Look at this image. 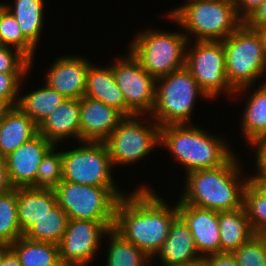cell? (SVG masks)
I'll return each instance as SVG.
<instances>
[{
  "label": "cell",
  "instance_id": "9c48e42d",
  "mask_svg": "<svg viewBox=\"0 0 266 266\" xmlns=\"http://www.w3.org/2000/svg\"><path fill=\"white\" fill-rule=\"evenodd\" d=\"M141 118L142 115L125 117L104 141L113 167L137 163L160 145L158 123L150 116Z\"/></svg>",
  "mask_w": 266,
  "mask_h": 266
},
{
  "label": "cell",
  "instance_id": "7a4b0ae2",
  "mask_svg": "<svg viewBox=\"0 0 266 266\" xmlns=\"http://www.w3.org/2000/svg\"><path fill=\"white\" fill-rule=\"evenodd\" d=\"M234 154L222 165L186 174L179 200L187 205L217 212L243 207L244 190L250 175L243 176L242 165Z\"/></svg>",
  "mask_w": 266,
  "mask_h": 266
},
{
  "label": "cell",
  "instance_id": "e0dca14e",
  "mask_svg": "<svg viewBox=\"0 0 266 266\" xmlns=\"http://www.w3.org/2000/svg\"><path fill=\"white\" fill-rule=\"evenodd\" d=\"M124 118L104 102L83 96L80 99V143L104 142Z\"/></svg>",
  "mask_w": 266,
  "mask_h": 266
},
{
  "label": "cell",
  "instance_id": "f546056e",
  "mask_svg": "<svg viewBox=\"0 0 266 266\" xmlns=\"http://www.w3.org/2000/svg\"><path fill=\"white\" fill-rule=\"evenodd\" d=\"M243 206L254 234L266 236V184L249 181L244 190Z\"/></svg>",
  "mask_w": 266,
  "mask_h": 266
},
{
  "label": "cell",
  "instance_id": "8992f818",
  "mask_svg": "<svg viewBox=\"0 0 266 266\" xmlns=\"http://www.w3.org/2000/svg\"><path fill=\"white\" fill-rule=\"evenodd\" d=\"M198 96L210 100L184 67L157 79L155 104L149 116L160 127L193 124L191 114Z\"/></svg>",
  "mask_w": 266,
  "mask_h": 266
},
{
  "label": "cell",
  "instance_id": "bcb514c9",
  "mask_svg": "<svg viewBox=\"0 0 266 266\" xmlns=\"http://www.w3.org/2000/svg\"><path fill=\"white\" fill-rule=\"evenodd\" d=\"M2 14H3V3L0 4V22L2 19Z\"/></svg>",
  "mask_w": 266,
  "mask_h": 266
},
{
  "label": "cell",
  "instance_id": "484cf974",
  "mask_svg": "<svg viewBox=\"0 0 266 266\" xmlns=\"http://www.w3.org/2000/svg\"><path fill=\"white\" fill-rule=\"evenodd\" d=\"M44 87L21 94L17 106L39 126L66 99L46 83Z\"/></svg>",
  "mask_w": 266,
  "mask_h": 266
},
{
  "label": "cell",
  "instance_id": "836d02e7",
  "mask_svg": "<svg viewBox=\"0 0 266 266\" xmlns=\"http://www.w3.org/2000/svg\"><path fill=\"white\" fill-rule=\"evenodd\" d=\"M232 254L238 266H266V236L254 235Z\"/></svg>",
  "mask_w": 266,
  "mask_h": 266
},
{
  "label": "cell",
  "instance_id": "1f68e13d",
  "mask_svg": "<svg viewBox=\"0 0 266 266\" xmlns=\"http://www.w3.org/2000/svg\"><path fill=\"white\" fill-rule=\"evenodd\" d=\"M0 45L20 50L32 62L36 47L23 35L14 15L3 4V14L0 22Z\"/></svg>",
  "mask_w": 266,
  "mask_h": 266
},
{
  "label": "cell",
  "instance_id": "b9f144b4",
  "mask_svg": "<svg viewBox=\"0 0 266 266\" xmlns=\"http://www.w3.org/2000/svg\"><path fill=\"white\" fill-rule=\"evenodd\" d=\"M2 266H22L15 252L9 247H2Z\"/></svg>",
  "mask_w": 266,
  "mask_h": 266
},
{
  "label": "cell",
  "instance_id": "603a6c76",
  "mask_svg": "<svg viewBox=\"0 0 266 266\" xmlns=\"http://www.w3.org/2000/svg\"><path fill=\"white\" fill-rule=\"evenodd\" d=\"M220 253H233L255 234L244 206L233 211L218 212Z\"/></svg>",
  "mask_w": 266,
  "mask_h": 266
},
{
  "label": "cell",
  "instance_id": "3957f363",
  "mask_svg": "<svg viewBox=\"0 0 266 266\" xmlns=\"http://www.w3.org/2000/svg\"><path fill=\"white\" fill-rule=\"evenodd\" d=\"M225 138L212 135L194 124L160 127V145L183 165L186 174L222 166L234 153Z\"/></svg>",
  "mask_w": 266,
  "mask_h": 266
},
{
  "label": "cell",
  "instance_id": "d6a6232c",
  "mask_svg": "<svg viewBox=\"0 0 266 266\" xmlns=\"http://www.w3.org/2000/svg\"><path fill=\"white\" fill-rule=\"evenodd\" d=\"M53 146L43 157L33 189L54 190L63 180L62 151ZM56 150V151H55Z\"/></svg>",
  "mask_w": 266,
  "mask_h": 266
},
{
  "label": "cell",
  "instance_id": "4dcf8cb0",
  "mask_svg": "<svg viewBox=\"0 0 266 266\" xmlns=\"http://www.w3.org/2000/svg\"><path fill=\"white\" fill-rule=\"evenodd\" d=\"M17 213V188L0 196V247L10 246L22 237Z\"/></svg>",
  "mask_w": 266,
  "mask_h": 266
},
{
  "label": "cell",
  "instance_id": "ee69618b",
  "mask_svg": "<svg viewBox=\"0 0 266 266\" xmlns=\"http://www.w3.org/2000/svg\"><path fill=\"white\" fill-rule=\"evenodd\" d=\"M152 263H153L152 258H150L148 266H153ZM159 264L161 266H201V263L166 264V263L159 262Z\"/></svg>",
  "mask_w": 266,
  "mask_h": 266
},
{
  "label": "cell",
  "instance_id": "8d00e7d4",
  "mask_svg": "<svg viewBox=\"0 0 266 266\" xmlns=\"http://www.w3.org/2000/svg\"><path fill=\"white\" fill-rule=\"evenodd\" d=\"M252 148H256L255 163L256 170L254 176L250 175V181L253 183H265L266 184V138L256 141L250 145Z\"/></svg>",
  "mask_w": 266,
  "mask_h": 266
},
{
  "label": "cell",
  "instance_id": "7c38bea8",
  "mask_svg": "<svg viewBox=\"0 0 266 266\" xmlns=\"http://www.w3.org/2000/svg\"><path fill=\"white\" fill-rule=\"evenodd\" d=\"M128 51V56H118L111 64L117 85L126 107L134 115H150L155 104L157 79L149 75L139 60Z\"/></svg>",
  "mask_w": 266,
  "mask_h": 266
},
{
  "label": "cell",
  "instance_id": "6da1fadb",
  "mask_svg": "<svg viewBox=\"0 0 266 266\" xmlns=\"http://www.w3.org/2000/svg\"><path fill=\"white\" fill-rule=\"evenodd\" d=\"M149 187L143 184L119 199L113 229L153 259L178 216V207L177 203L170 207Z\"/></svg>",
  "mask_w": 266,
  "mask_h": 266
},
{
  "label": "cell",
  "instance_id": "d590c367",
  "mask_svg": "<svg viewBox=\"0 0 266 266\" xmlns=\"http://www.w3.org/2000/svg\"><path fill=\"white\" fill-rule=\"evenodd\" d=\"M29 73H0V102L5 107L17 106L21 84Z\"/></svg>",
  "mask_w": 266,
  "mask_h": 266
},
{
  "label": "cell",
  "instance_id": "7bdbcfd3",
  "mask_svg": "<svg viewBox=\"0 0 266 266\" xmlns=\"http://www.w3.org/2000/svg\"><path fill=\"white\" fill-rule=\"evenodd\" d=\"M250 29L254 30L258 34L261 40L262 47L266 54V26L261 27V28H250Z\"/></svg>",
  "mask_w": 266,
  "mask_h": 266
},
{
  "label": "cell",
  "instance_id": "60d3db41",
  "mask_svg": "<svg viewBox=\"0 0 266 266\" xmlns=\"http://www.w3.org/2000/svg\"><path fill=\"white\" fill-rule=\"evenodd\" d=\"M13 189L14 187L9 179L5 158L0 157V196Z\"/></svg>",
  "mask_w": 266,
  "mask_h": 266
},
{
  "label": "cell",
  "instance_id": "f6af8a7d",
  "mask_svg": "<svg viewBox=\"0 0 266 266\" xmlns=\"http://www.w3.org/2000/svg\"><path fill=\"white\" fill-rule=\"evenodd\" d=\"M51 266H79V265L72 263V262H68V261L60 258L58 261H56Z\"/></svg>",
  "mask_w": 266,
  "mask_h": 266
},
{
  "label": "cell",
  "instance_id": "ac0fdd59",
  "mask_svg": "<svg viewBox=\"0 0 266 266\" xmlns=\"http://www.w3.org/2000/svg\"><path fill=\"white\" fill-rule=\"evenodd\" d=\"M38 133L55 146L72 137L80 143V99L66 98L38 126Z\"/></svg>",
  "mask_w": 266,
  "mask_h": 266
},
{
  "label": "cell",
  "instance_id": "2e32d148",
  "mask_svg": "<svg viewBox=\"0 0 266 266\" xmlns=\"http://www.w3.org/2000/svg\"><path fill=\"white\" fill-rule=\"evenodd\" d=\"M178 215L191 231L201 258L220 253L218 212L177 201Z\"/></svg>",
  "mask_w": 266,
  "mask_h": 266
},
{
  "label": "cell",
  "instance_id": "cb8c5ba5",
  "mask_svg": "<svg viewBox=\"0 0 266 266\" xmlns=\"http://www.w3.org/2000/svg\"><path fill=\"white\" fill-rule=\"evenodd\" d=\"M241 130L248 145L266 138V81L247 98Z\"/></svg>",
  "mask_w": 266,
  "mask_h": 266
},
{
  "label": "cell",
  "instance_id": "30bf717a",
  "mask_svg": "<svg viewBox=\"0 0 266 266\" xmlns=\"http://www.w3.org/2000/svg\"><path fill=\"white\" fill-rule=\"evenodd\" d=\"M190 43L188 41L186 48L185 68L201 90L210 100L221 93L232 99L236 90L226 77L223 41H196L191 48Z\"/></svg>",
  "mask_w": 266,
  "mask_h": 266
},
{
  "label": "cell",
  "instance_id": "f1b7e54d",
  "mask_svg": "<svg viewBox=\"0 0 266 266\" xmlns=\"http://www.w3.org/2000/svg\"><path fill=\"white\" fill-rule=\"evenodd\" d=\"M105 237L109 238L106 266H148L150 258L113 228L106 233Z\"/></svg>",
  "mask_w": 266,
  "mask_h": 266
},
{
  "label": "cell",
  "instance_id": "7dc6e473",
  "mask_svg": "<svg viewBox=\"0 0 266 266\" xmlns=\"http://www.w3.org/2000/svg\"><path fill=\"white\" fill-rule=\"evenodd\" d=\"M0 266H2V247H0Z\"/></svg>",
  "mask_w": 266,
  "mask_h": 266
},
{
  "label": "cell",
  "instance_id": "8fae6325",
  "mask_svg": "<svg viewBox=\"0 0 266 266\" xmlns=\"http://www.w3.org/2000/svg\"><path fill=\"white\" fill-rule=\"evenodd\" d=\"M63 181L88 186H117L104 142L82 141L80 146L62 150Z\"/></svg>",
  "mask_w": 266,
  "mask_h": 266
},
{
  "label": "cell",
  "instance_id": "ab89813d",
  "mask_svg": "<svg viewBox=\"0 0 266 266\" xmlns=\"http://www.w3.org/2000/svg\"><path fill=\"white\" fill-rule=\"evenodd\" d=\"M247 28H261L266 26V0L243 23Z\"/></svg>",
  "mask_w": 266,
  "mask_h": 266
},
{
  "label": "cell",
  "instance_id": "ffe728a7",
  "mask_svg": "<svg viewBox=\"0 0 266 266\" xmlns=\"http://www.w3.org/2000/svg\"><path fill=\"white\" fill-rule=\"evenodd\" d=\"M156 255L166 264L200 263L202 260L188 225L179 215L171 223L168 236Z\"/></svg>",
  "mask_w": 266,
  "mask_h": 266
},
{
  "label": "cell",
  "instance_id": "74e56055",
  "mask_svg": "<svg viewBox=\"0 0 266 266\" xmlns=\"http://www.w3.org/2000/svg\"><path fill=\"white\" fill-rule=\"evenodd\" d=\"M201 266H238L232 253H217L202 258Z\"/></svg>",
  "mask_w": 266,
  "mask_h": 266
},
{
  "label": "cell",
  "instance_id": "e575fe53",
  "mask_svg": "<svg viewBox=\"0 0 266 266\" xmlns=\"http://www.w3.org/2000/svg\"><path fill=\"white\" fill-rule=\"evenodd\" d=\"M32 64L20 50L0 45V73H30Z\"/></svg>",
  "mask_w": 266,
  "mask_h": 266
},
{
  "label": "cell",
  "instance_id": "277c9868",
  "mask_svg": "<svg viewBox=\"0 0 266 266\" xmlns=\"http://www.w3.org/2000/svg\"><path fill=\"white\" fill-rule=\"evenodd\" d=\"M165 15L185 29L189 42L192 34L195 41H223L243 24L233 1L187 0Z\"/></svg>",
  "mask_w": 266,
  "mask_h": 266
},
{
  "label": "cell",
  "instance_id": "f35d334b",
  "mask_svg": "<svg viewBox=\"0 0 266 266\" xmlns=\"http://www.w3.org/2000/svg\"><path fill=\"white\" fill-rule=\"evenodd\" d=\"M264 0H234L238 18L244 23Z\"/></svg>",
  "mask_w": 266,
  "mask_h": 266
},
{
  "label": "cell",
  "instance_id": "ba28073f",
  "mask_svg": "<svg viewBox=\"0 0 266 266\" xmlns=\"http://www.w3.org/2000/svg\"><path fill=\"white\" fill-rule=\"evenodd\" d=\"M54 192L69 219L98 222H114L116 205L127 194L118 186H88L63 180Z\"/></svg>",
  "mask_w": 266,
  "mask_h": 266
},
{
  "label": "cell",
  "instance_id": "83f0119b",
  "mask_svg": "<svg viewBox=\"0 0 266 266\" xmlns=\"http://www.w3.org/2000/svg\"><path fill=\"white\" fill-rule=\"evenodd\" d=\"M68 215L56 204L47 214L36 221L23 236L38 242L59 244L68 224Z\"/></svg>",
  "mask_w": 266,
  "mask_h": 266
},
{
  "label": "cell",
  "instance_id": "7402d4cb",
  "mask_svg": "<svg viewBox=\"0 0 266 266\" xmlns=\"http://www.w3.org/2000/svg\"><path fill=\"white\" fill-rule=\"evenodd\" d=\"M56 204L54 190L17 188V213L22 234Z\"/></svg>",
  "mask_w": 266,
  "mask_h": 266
},
{
  "label": "cell",
  "instance_id": "d6986e66",
  "mask_svg": "<svg viewBox=\"0 0 266 266\" xmlns=\"http://www.w3.org/2000/svg\"><path fill=\"white\" fill-rule=\"evenodd\" d=\"M38 134V126L18 106L0 115V157L4 158Z\"/></svg>",
  "mask_w": 266,
  "mask_h": 266
},
{
  "label": "cell",
  "instance_id": "d4e9b609",
  "mask_svg": "<svg viewBox=\"0 0 266 266\" xmlns=\"http://www.w3.org/2000/svg\"><path fill=\"white\" fill-rule=\"evenodd\" d=\"M44 0H15L5 3L19 24L23 35L37 48L44 24ZM13 6V7H12Z\"/></svg>",
  "mask_w": 266,
  "mask_h": 266
},
{
  "label": "cell",
  "instance_id": "681fc988",
  "mask_svg": "<svg viewBox=\"0 0 266 266\" xmlns=\"http://www.w3.org/2000/svg\"><path fill=\"white\" fill-rule=\"evenodd\" d=\"M198 1H206V0H198ZM208 1H234V0H208Z\"/></svg>",
  "mask_w": 266,
  "mask_h": 266
},
{
  "label": "cell",
  "instance_id": "4316f807",
  "mask_svg": "<svg viewBox=\"0 0 266 266\" xmlns=\"http://www.w3.org/2000/svg\"><path fill=\"white\" fill-rule=\"evenodd\" d=\"M22 266H51L60 259L57 244L20 237L9 246Z\"/></svg>",
  "mask_w": 266,
  "mask_h": 266
},
{
  "label": "cell",
  "instance_id": "5bb4252c",
  "mask_svg": "<svg viewBox=\"0 0 266 266\" xmlns=\"http://www.w3.org/2000/svg\"><path fill=\"white\" fill-rule=\"evenodd\" d=\"M53 146L38 133L4 157L9 179L14 188H32L35 185L39 165Z\"/></svg>",
  "mask_w": 266,
  "mask_h": 266
},
{
  "label": "cell",
  "instance_id": "44dd1931",
  "mask_svg": "<svg viewBox=\"0 0 266 266\" xmlns=\"http://www.w3.org/2000/svg\"><path fill=\"white\" fill-rule=\"evenodd\" d=\"M85 96L104 102L118 110L124 117L134 116L125 105L123 94L117 85L111 65L100 68V66L92 63L89 66Z\"/></svg>",
  "mask_w": 266,
  "mask_h": 266
},
{
  "label": "cell",
  "instance_id": "9a60e30c",
  "mask_svg": "<svg viewBox=\"0 0 266 266\" xmlns=\"http://www.w3.org/2000/svg\"><path fill=\"white\" fill-rule=\"evenodd\" d=\"M91 64L79 55L60 56L46 73L44 83L65 98L81 99L85 96L87 72Z\"/></svg>",
  "mask_w": 266,
  "mask_h": 266
},
{
  "label": "cell",
  "instance_id": "4fadbf2b",
  "mask_svg": "<svg viewBox=\"0 0 266 266\" xmlns=\"http://www.w3.org/2000/svg\"><path fill=\"white\" fill-rule=\"evenodd\" d=\"M114 222L69 219L67 229L58 244L59 256L79 266H89L106 233Z\"/></svg>",
  "mask_w": 266,
  "mask_h": 266
},
{
  "label": "cell",
  "instance_id": "c3c4849f",
  "mask_svg": "<svg viewBox=\"0 0 266 266\" xmlns=\"http://www.w3.org/2000/svg\"><path fill=\"white\" fill-rule=\"evenodd\" d=\"M4 108H5V106L0 102V115H1Z\"/></svg>",
  "mask_w": 266,
  "mask_h": 266
},
{
  "label": "cell",
  "instance_id": "52a82bcc",
  "mask_svg": "<svg viewBox=\"0 0 266 266\" xmlns=\"http://www.w3.org/2000/svg\"><path fill=\"white\" fill-rule=\"evenodd\" d=\"M188 38L181 31L146 29L130 42L128 50L144 70L158 79L185 67Z\"/></svg>",
  "mask_w": 266,
  "mask_h": 266
},
{
  "label": "cell",
  "instance_id": "5b68a950",
  "mask_svg": "<svg viewBox=\"0 0 266 266\" xmlns=\"http://www.w3.org/2000/svg\"><path fill=\"white\" fill-rule=\"evenodd\" d=\"M223 45L226 77L236 90L233 96L236 100L266 75V54L258 34L244 24L223 40Z\"/></svg>",
  "mask_w": 266,
  "mask_h": 266
}]
</instances>
